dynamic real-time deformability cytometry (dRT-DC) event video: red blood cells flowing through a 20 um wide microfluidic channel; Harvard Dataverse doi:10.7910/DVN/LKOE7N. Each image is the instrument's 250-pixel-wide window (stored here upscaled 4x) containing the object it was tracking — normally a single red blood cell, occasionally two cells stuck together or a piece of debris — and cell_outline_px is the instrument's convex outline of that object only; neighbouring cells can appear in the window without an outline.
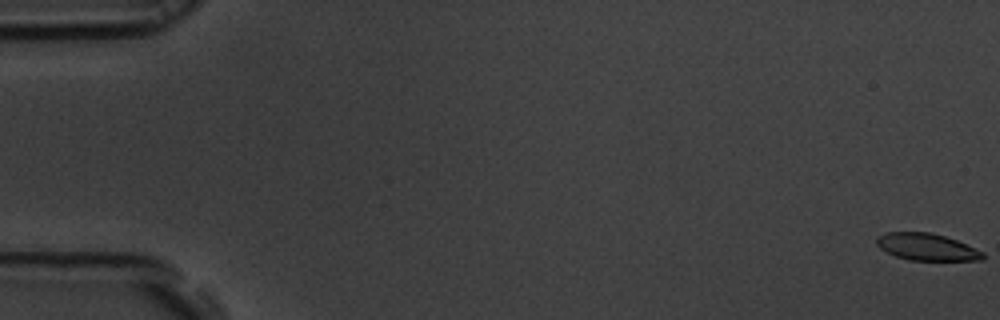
{"species": "common noctule bat (a hibernating species)", "species_latin": "Nyctalus noctula", "temperature_condition": "room temperature", "stored_images_in_passage": 56, "camera_frame_rate_fps": 3000, "um_per_image_px": 0.085, "animal": {"sex": "male", "body_mass_g": 19.5, "forearm_length_mm": 54.6}, "frame": {"image": 1, "passage_image": 1, "time_ms": 0.0, "image_size_px": [1000, 320], "cell_outline_px": [[984, 256], [980, 260], [908, 260], [896, 256], [880, 248], [876, 244], [876, 236], [884, 232], [928, 232], [944, 236], [956, 240], [984, 252]], "centroid_in_image_um": [78.73, 20.98], "position_along_channel_um": 6.3, "area_um2": 16.59}}
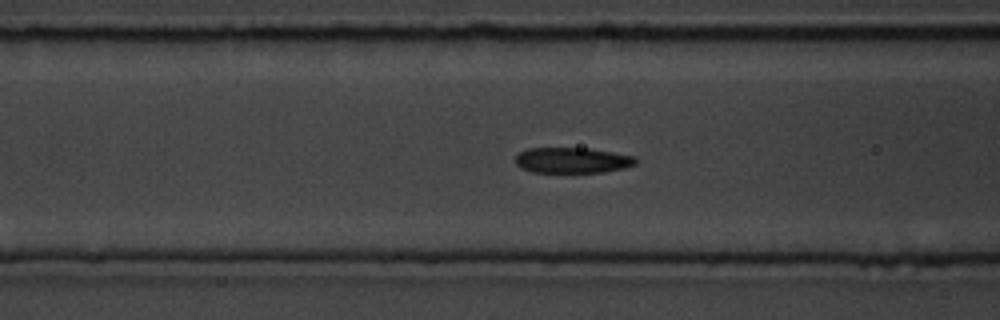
{"frame": {"image": 2, "passage_image": 23, "time_ms": 7.333, "image_size_px": [1000, 320], "cell_outline_px": [[636, 164], [624, 168], [604, 172], [532, 172], [520, 168], [516, 164], [516, 156], [520, 152], [528, 148], [588, 148], [636, 156]], "centroid_in_image_um": [48.65, 13.62], "position_along_channel_um": 118.0, "area_um2": 17.98}}
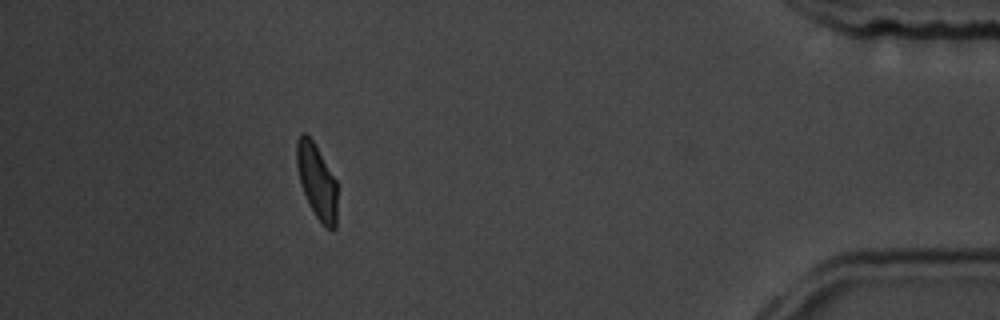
{"frame": {"image": 3, "passage_image": 51, "time_ms": 16.667, "image_size_px": [1000, 320], "cell_outline_px": [[336, 228], [332, 232], [324, 228], [316, 216], [304, 192], [300, 180], [296, 164], [296, 140], [300, 132], [304, 132], [312, 140], [336, 180]], "centroid_in_image_um": [26.93, 15.42], "position_along_channel_um": 408.3, "area_um2": 17.46}, "authors_computed_cell_mechanics": {"area_um2": 18.3804, "velocity_mm_per_s": 3.6869, "shape_relaxation_time_tau1_ms": 3.247, "shape_relaxation_time_tau2_ms": 1.4138, "deformation_change_tau1": 0.1403, "deformation_change_tau2": 0.0584}}